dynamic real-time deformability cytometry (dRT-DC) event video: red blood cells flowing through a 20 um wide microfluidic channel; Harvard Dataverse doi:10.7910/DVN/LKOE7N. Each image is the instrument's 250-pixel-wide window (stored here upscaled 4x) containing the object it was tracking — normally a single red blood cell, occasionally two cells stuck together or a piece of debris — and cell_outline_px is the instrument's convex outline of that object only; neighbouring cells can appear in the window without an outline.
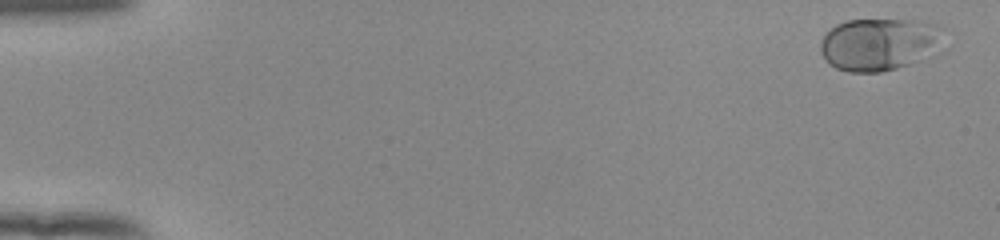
{"species": "human", "species_latin": "Homo sapiens", "temperature_condition": "room temperature", "stored_images_in_passage": 53, "camera_frame_rate_fps": 3000, "um_per_image_px": 0.085, "donor": {"sex": "female"}, "frame": {"image": 1, "passage_image": 1, "time_ms": 0.0, "image_size_px": [1000, 240], "cell_outline_px": [[940, 28], [932, 40], [916, 60], [908, 64], [896, 68], [880, 72], [848, 72], [836, 68], [828, 64], [820, 52], [820, 40], [836, 24], [844, 20], [924, 20], [936, 24]], "centroid_in_image_um": [74.46, 3.74], "position_along_channel_um": 10.5, "area_um2": 35.84}}
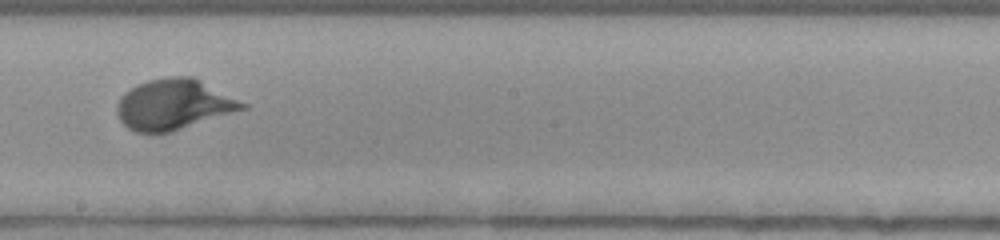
{"frame": {"image": 2, "passage_image": 31, "time_ms": 10.0, "image_size_px": [1000, 240], "cell_outline_px": [[248, 108], [172, 132], [136, 132], [128, 128], [120, 120], [116, 112], [116, 108], [124, 92], [136, 84], [148, 80], [168, 76], [192, 76], [248, 104]], "centroid_in_image_um": [14.77, 8.88], "position_along_channel_um": 233.4, "area_um2": 36.88}}
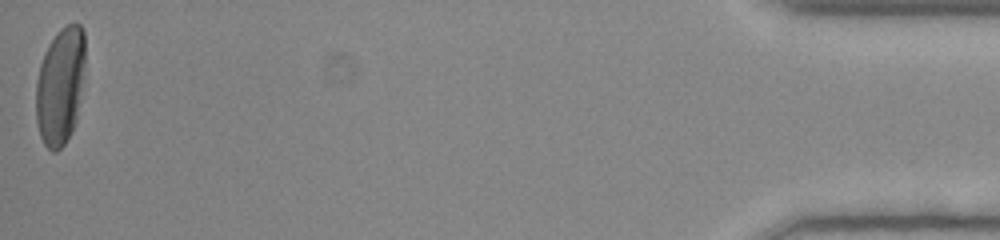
{"frame": {"image": 3, "passage_image": 53, "time_ms": 17.333, "image_size_px": [1000, 240], "cell_outline_px": [[84, 80], [76, 120], [72, 132], [64, 144], [56, 152], [52, 152], [44, 144], [40, 136], [36, 120], [36, 80], [40, 64], [44, 52], [48, 44], [56, 32], [60, 28], [68, 24], [80, 24], [84, 32]], "centroid_in_image_um": [5.12, 7.3], "position_along_channel_um": 430.1, "area_um2": 34.04}, "authors_computed_cell_mechanics": {"area_um2": 33.9864, "velocity_mm_per_s": 3.8616, "shape_relaxation_time_tau1_ms": 3.1495, "shape_relaxation_time_tau2_ms": null, "deformation_change_tau1": 0.1638, "deformation_change_tau2": null}}